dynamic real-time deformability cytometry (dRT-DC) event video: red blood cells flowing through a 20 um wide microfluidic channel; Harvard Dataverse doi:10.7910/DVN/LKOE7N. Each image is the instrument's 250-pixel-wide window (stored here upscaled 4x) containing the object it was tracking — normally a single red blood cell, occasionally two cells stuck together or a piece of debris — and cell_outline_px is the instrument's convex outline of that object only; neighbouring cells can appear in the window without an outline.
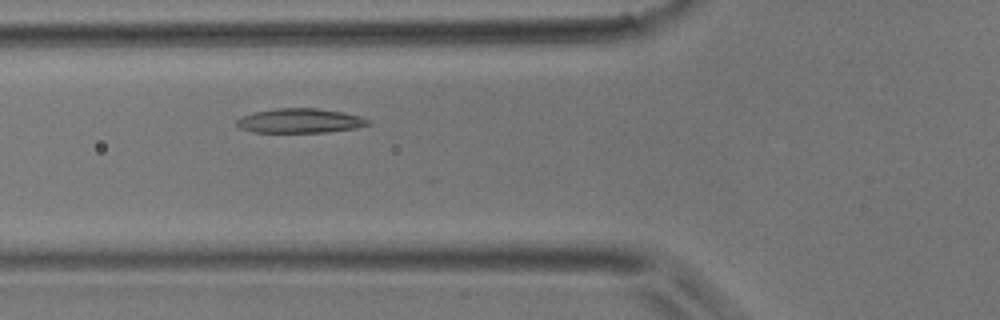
{"species": "common noctule bat (a hibernating species)", "species_latin": "Nyctalus noctula", "temperature_condition": "room temperature", "stored_images_in_passage": 20, "camera_frame_rate_fps": 3000, "um_per_image_px": 0.085, "animal": {"sex": "male", "body_mass_g": 17.9}, "frame": {"image": 1, "passage_image": 11, "time_ms": 3.333, "image_size_px": [1000, 320], "cell_outline_px": [[372, 124], [356, 128], [324, 132], [252, 132], [240, 128], [236, 124], [236, 120], [240, 116], [252, 112], [276, 108], [316, 108], [344, 112], [360, 116], [368, 120]], "centroid_in_image_um": [25.47, 10.26], "position_along_channel_um": 100.3, "area_um2": 18.84}}
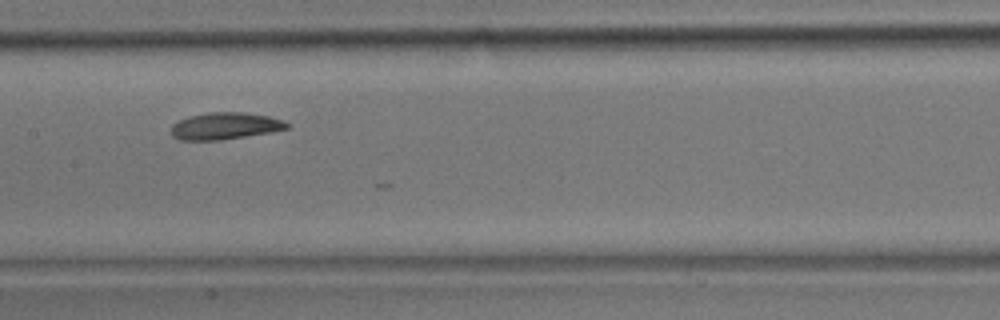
{"frame": {"image": 2, "passage_image": 17, "time_ms": 5.333, "image_size_px": [1000, 320], "cell_outline_px": [[288, 128], [268, 132], [220, 140], [180, 140], [172, 136], [172, 124], [180, 120], [192, 116], [208, 112], [240, 112], [268, 116], [284, 120], [288, 124]], "centroid_in_image_um": [19.11, 10.7], "position_along_channel_um": 188.3, "area_um2": 17.8}}